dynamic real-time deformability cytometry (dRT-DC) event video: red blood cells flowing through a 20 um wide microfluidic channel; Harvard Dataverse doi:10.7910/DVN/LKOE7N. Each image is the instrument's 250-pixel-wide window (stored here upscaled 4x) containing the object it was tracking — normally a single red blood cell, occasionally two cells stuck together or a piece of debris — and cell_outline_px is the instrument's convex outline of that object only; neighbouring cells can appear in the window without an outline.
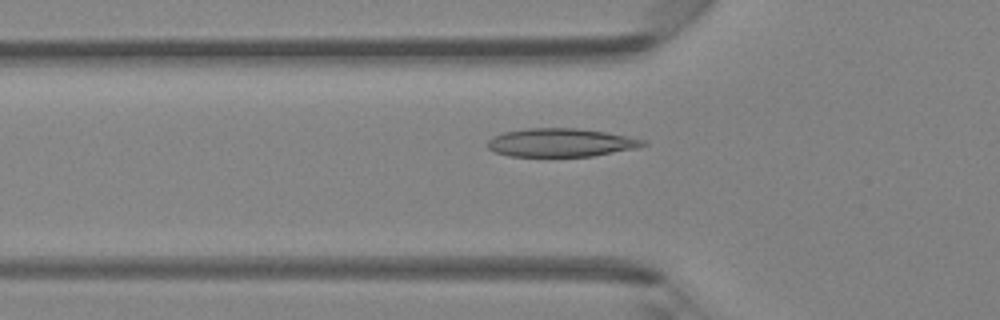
{"species": "Egyptian fruit bat (a non-hibernating species)", "species_latin": "Rousettus aegyptiacus", "temperature_condition": "room temperature", "stored_images_in_passage": 43, "camera_frame_rate_fps": 3000, "um_per_image_px": 0.085, "animal": {"sex": "female"}, "frame": {"image": 1, "passage_image": 16, "time_ms": 5.0, "image_size_px": [1000, 320], "cell_outline_px": [[648, 144], [640, 148], [592, 156], [508, 156], [496, 152], [488, 148], [488, 140], [492, 136], [504, 132], [528, 128], [576, 128], [604, 132], [648, 140]], "centroid_in_image_um": [47.71, 12.12], "position_along_channel_um": 78.1, "area_um2": 25.78}}
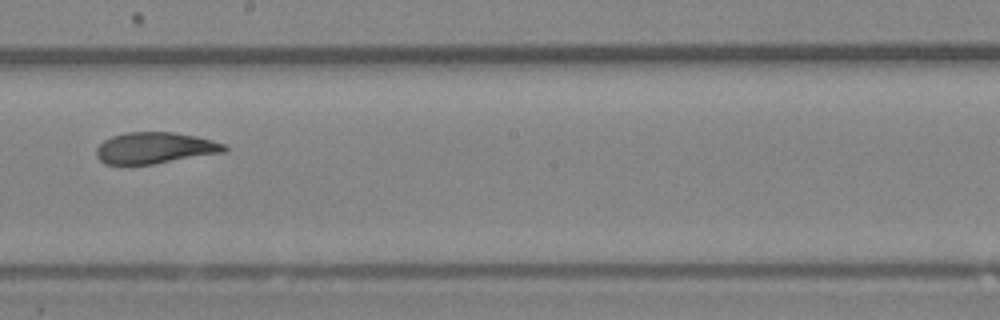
{"frame": {"image": 2, "passage_image": 27, "time_ms": 8.667, "image_size_px": [1000, 320], "cell_outline_px": [[228, 148], [224, 152], [152, 164], [104, 164], [96, 156], [96, 148], [104, 140], [112, 136], [128, 132], [172, 132], [196, 136], [212, 140], [224, 144]], "centroid_in_image_um": [13.14, 12.57], "position_along_channel_um": 235.1, "area_um2": 23.18}}
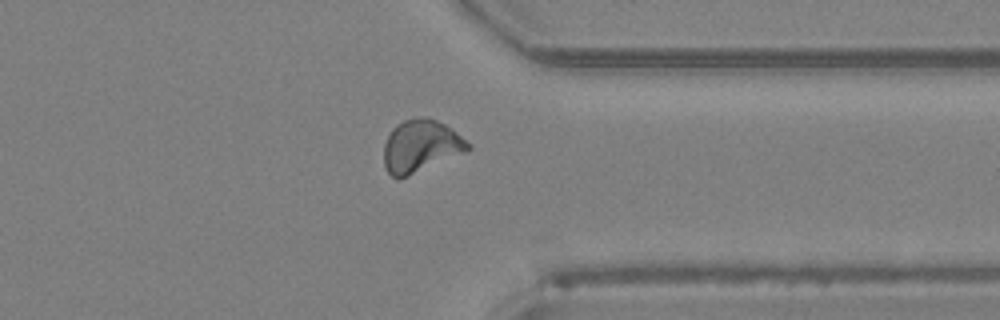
{"frame": {"image": 3, "passage_image": 37, "time_ms": 12.0, "image_size_px": [1000, 320], "cell_outline_px": [[472, 148], [468, 152], [408, 176], [396, 180], [388, 172], [384, 164], [384, 144], [392, 128], [396, 124], [404, 120], [416, 116], [428, 116], [452, 128], [472, 144]], "centroid_in_image_um": [35.8, 12.41], "position_along_channel_um": 375.6, "area_um2": 26.24}, "authors_computed_cell_mechanics": {"area_um2": 24.3338, "velocity_mm_per_s": 4.2835, "shape_relaxation_time_tau1_ms": null, "shape_relaxation_time_tau2_ms": 2.0325, "deformation_change_tau1": null, "deformation_change_tau2": 0.0674}}